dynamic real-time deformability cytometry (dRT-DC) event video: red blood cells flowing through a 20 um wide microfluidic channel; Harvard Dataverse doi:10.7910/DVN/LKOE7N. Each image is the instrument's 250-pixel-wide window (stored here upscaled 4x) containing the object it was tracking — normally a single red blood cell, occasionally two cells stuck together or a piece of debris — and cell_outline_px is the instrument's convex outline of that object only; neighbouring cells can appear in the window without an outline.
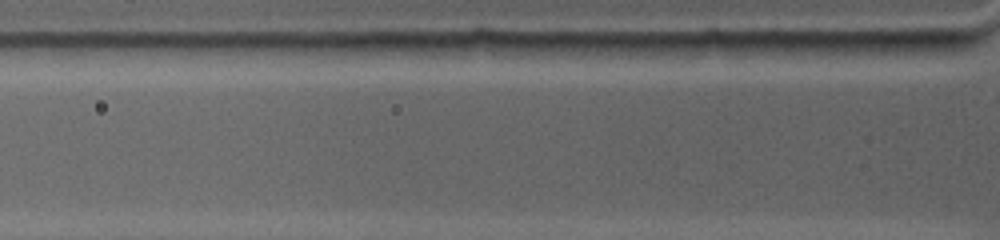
{"species": "common noctule bat (a hibernating species)", "species_latin": "Nyctalus noctula", "temperature_condition": "warm", "stored_images_in_passage": 2, "segment_of_instrument_passage": [2, 2], "camera_frame_rate_fps": 4500, "um_per_image_px": 0.085, "animal": {"sex": "female", "body_mass_g": 19.0, "forearm_length_mm": 53.3}, "frame": {"image": 1, "passage_image": 2, "time_ms": 0.222, "image_size_px": [1000, 240], "cell_outline_px": [[968, 44], [952, 52], [940, 56], [912, 56], [844, 52], [828, 40], [968, 40]], "centroid_in_image_um": [76.57, 3.99], "position_along_channel_um": 49.2, "area_um2": 12.95}}